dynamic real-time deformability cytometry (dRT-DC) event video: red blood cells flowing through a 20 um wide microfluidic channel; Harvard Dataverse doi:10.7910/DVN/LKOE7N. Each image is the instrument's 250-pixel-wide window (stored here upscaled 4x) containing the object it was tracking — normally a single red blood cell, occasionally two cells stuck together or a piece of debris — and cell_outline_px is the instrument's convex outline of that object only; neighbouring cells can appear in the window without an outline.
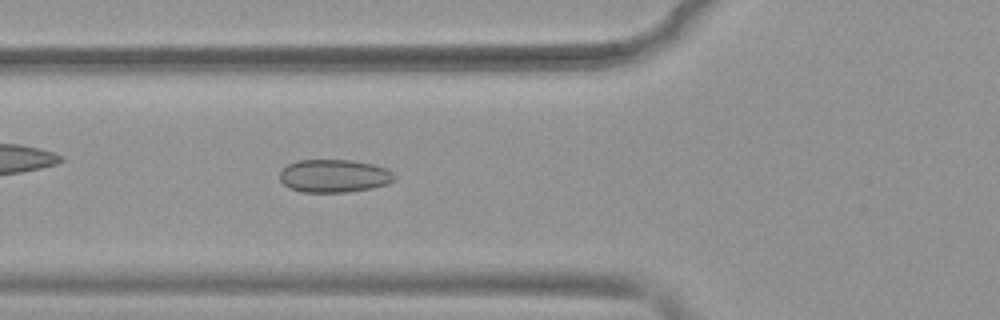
{"species": "common noctule bat (a hibernating species)", "species_latin": "Nyctalus noctula", "temperature_condition": "warm", "stored_images_in_passage": 50, "camera_frame_rate_fps": 3000, "um_per_image_px": 0.085, "animal": {"sex": "female", "body_mass_g": 19.9}, "frame": {"image": 1, "passage_image": 18, "time_ms": 5.667, "image_size_px": [1000, 320], "cell_outline_px": [[396, 180], [388, 184], [372, 188], [348, 192], [300, 192], [288, 188], [280, 180], [280, 172], [288, 164], [296, 160], [352, 160], [372, 164], [384, 168], [392, 172], [396, 176]], "centroid_in_image_um": [28.4, 14.96], "position_along_channel_um": 97.4, "area_um2": 22.2}}
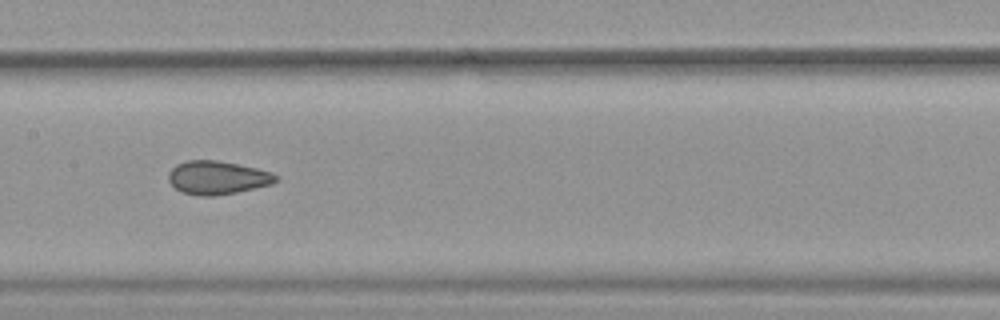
{"frame": {"image": 2, "passage_image": 25, "time_ms": 8.0, "image_size_px": [1000, 320], "cell_outline_px": [[280, 180], [272, 184], [236, 192], [216, 196], [200, 196], [180, 192], [168, 180], [168, 172], [176, 164], [188, 160], [216, 160], [256, 168], [272, 172], [280, 176]], "centroid_in_image_um": [18.49, 15.1], "position_along_channel_um": 188.9, "area_um2": 21.04}}
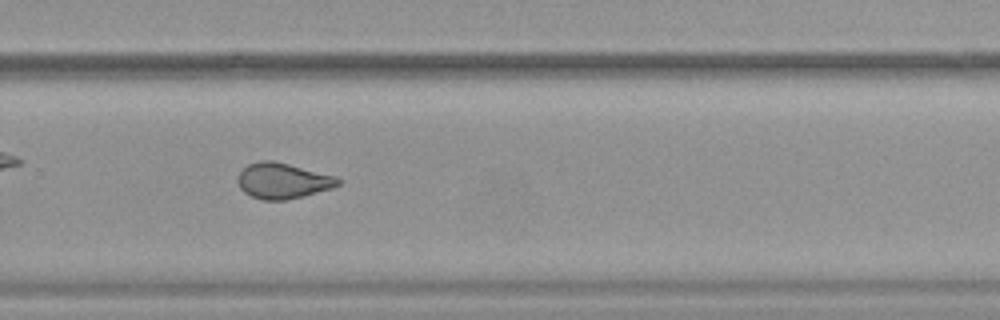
{"frame": {"image": 3, "passage_image": 34, "time_ms": 11.0, "image_size_px": [1000, 320], "cell_outline_px": [[340, 184], [332, 188], [304, 196], [284, 200], [264, 200], [252, 196], [244, 192], [240, 188], [236, 180], [240, 172], [248, 164], [260, 160], [272, 160], [336, 176], [340, 180]], "centroid_in_image_um": [24.02, 15.36], "position_along_channel_um": 305.8, "area_um2": 20.75}, "authors_computed_cell_mechanics": {"area_um2": 22.1663, "velocity_mm_per_s": 3.9049, "shape_relaxation_time_tau1_ms": null, "shape_relaxation_time_tau2_ms": 1.192, "deformation_change_tau1": null, "deformation_change_tau2": 0.0615}}